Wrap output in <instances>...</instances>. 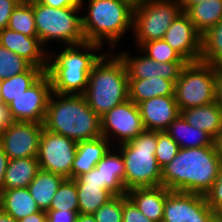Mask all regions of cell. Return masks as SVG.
<instances>
[{
	"label": "cell",
	"instance_id": "cell-35",
	"mask_svg": "<svg viewBox=\"0 0 222 222\" xmlns=\"http://www.w3.org/2000/svg\"><path fill=\"white\" fill-rule=\"evenodd\" d=\"M31 64L0 44V81L25 72Z\"/></svg>",
	"mask_w": 222,
	"mask_h": 222
},
{
	"label": "cell",
	"instance_id": "cell-23",
	"mask_svg": "<svg viewBox=\"0 0 222 222\" xmlns=\"http://www.w3.org/2000/svg\"><path fill=\"white\" fill-rule=\"evenodd\" d=\"M180 114L191 126L207 132L214 139L222 128V109L215 101L207 105L182 110Z\"/></svg>",
	"mask_w": 222,
	"mask_h": 222
},
{
	"label": "cell",
	"instance_id": "cell-52",
	"mask_svg": "<svg viewBox=\"0 0 222 222\" xmlns=\"http://www.w3.org/2000/svg\"><path fill=\"white\" fill-rule=\"evenodd\" d=\"M23 1L32 2V1H37V0H23Z\"/></svg>",
	"mask_w": 222,
	"mask_h": 222
},
{
	"label": "cell",
	"instance_id": "cell-9",
	"mask_svg": "<svg viewBox=\"0 0 222 222\" xmlns=\"http://www.w3.org/2000/svg\"><path fill=\"white\" fill-rule=\"evenodd\" d=\"M179 111L215 101V66L203 61L187 62L174 84Z\"/></svg>",
	"mask_w": 222,
	"mask_h": 222
},
{
	"label": "cell",
	"instance_id": "cell-38",
	"mask_svg": "<svg viewBox=\"0 0 222 222\" xmlns=\"http://www.w3.org/2000/svg\"><path fill=\"white\" fill-rule=\"evenodd\" d=\"M208 206L213 210L222 209V166L212 188L205 194Z\"/></svg>",
	"mask_w": 222,
	"mask_h": 222
},
{
	"label": "cell",
	"instance_id": "cell-45",
	"mask_svg": "<svg viewBox=\"0 0 222 222\" xmlns=\"http://www.w3.org/2000/svg\"><path fill=\"white\" fill-rule=\"evenodd\" d=\"M9 158L7 154L0 147V192L3 190L5 180V172L8 166Z\"/></svg>",
	"mask_w": 222,
	"mask_h": 222
},
{
	"label": "cell",
	"instance_id": "cell-1",
	"mask_svg": "<svg viewBox=\"0 0 222 222\" xmlns=\"http://www.w3.org/2000/svg\"><path fill=\"white\" fill-rule=\"evenodd\" d=\"M222 166L215 146L180 148L161 169V185L170 191L205 195L213 186Z\"/></svg>",
	"mask_w": 222,
	"mask_h": 222
},
{
	"label": "cell",
	"instance_id": "cell-31",
	"mask_svg": "<svg viewBox=\"0 0 222 222\" xmlns=\"http://www.w3.org/2000/svg\"><path fill=\"white\" fill-rule=\"evenodd\" d=\"M200 61L222 67V19L202 35Z\"/></svg>",
	"mask_w": 222,
	"mask_h": 222
},
{
	"label": "cell",
	"instance_id": "cell-20",
	"mask_svg": "<svg viewBox=\"0 0 222 222\" xmlns=\"http://www.w3.org/2000/svg\"><path fill=\"white\" fill-rule=\"evenodd\" d=\"M100 170L102 188L114 195H125V164L121 153L112 147L95 166Z\"/></svg>",
	"mask_w": 222,
	"mask_h": 222
},
{
	"label": "cell",
	"instance_id": "cell-8",
	"mask_svg": "<svg viewBox=\"0 0 222 222\" xmlns=\"http://www.w3.org/2000/svg\"><path fill=\"white\" fill-rule=\"evenodd\" d=\"M182 12L178 0H141L135 2L133 13L134 47L163 39L169 26Z\"/></svg>",
	"mask_w": 222,
	"mask_h": 222
},
{
	"label": "cell",
	"instance_id": "cell-25",
	"mask_svg": "<svg viewBox=\"0 0 222 222\" xmlns=\"http://www.w3.org/2000/svg\"><path fill=\"white\" fill-rule=\"evenodd\" d=\"M0 208L16 221L40 211L27 187L2 190Z\"/></svg>",
	"mask_w": 222,
	"mask_h": 222
},
{
	"label": "cell",
	"instance_id": "cell-5",
	"mask_svg": "<svg viewBox=\"0 0 222 222\" xmlns=\"http://www.w3.org/2000/svg\"><path fill=\"white\" fill-rule=\"evenodd\" d=\"M129 78L124 61L115 51H106L89 74L84 97L99 116L129 99Z\"/></svg>",
	"mask_w": 222,
	"mask_h": 222
},
{
	"label": "cell",
	"instance_id": "cell-11",
	"mask_svg": "<svg viewBox=\"0 0 222 222\" xmlns=\"http://www.w3.org/2000/svg\"><path fill=\"white\" fill-rule=\"evenodd\" d=\"M77 144L68 137L43 128L37 155L39 168L71 179Z\"/></svg>",
	"mask_w": 222,
	"mask_h": 222
},
{
	"label": "cell",
	"instance_id": "cell-43",
	"mask_svg": "<svg viewBox=\"0 0 222 222\" xmlns=\"http://www.w3.org/2000/svg\"><path fill=\"white\" fill-rule=\"evenodd\" d=\"M42 4L53 8L81 7L82 0H39Z\"/></svg>",
	"mask_w": 222,
	"mask_h": 222
},
{
	"label": "cell",
	"instance_id": "cell-32",
	"mask_svg": "<svg viewBox=\"0 0 222 222\" xmlns=\"http://www.w3.org/2000/svg\"><path fill=\"white\" fill-rule=\"evenodd\" d=\"M7 27L28 37H38L32 2L21 0L14 8Z\"/></svg>",
	"mask_w": 222,
	"mask_h": 222
},
{
	"label": "cell",
	"instance_id": "cell-13",
	"mask_svg": "<svg viewBox=\"0 0 222 222\" xmlns=\"http://www.w3.org/2000/svg\"><path fill=\"white\" fill-rule=\"evenodd\" d=\"M44 125L35 122L14 121L0 134V147L9 160L37 157Z\"/></svg>",
	"mask_w": 222,
	"mask_h": 222
},
{
	"label": "cell",
	"instance_id": "cell-14",
	"mask_svg": "<svg viewBox=\"0 0 222 222\" xmlns=\"http://www.w3.org/2000/svg\"><path fill=\"white\" fill-rule=\"evenodd\" d=\"M51 93V81L45 73L34 85L8 104L13 119L43 124Z\"/></svg>",
	"mask_w": 222,
	"mask_h": 222
},
{
	"label": "cell",
	"instance_id": "cell-21",
	"mask_svg": "<svg viewBox=\"0 0 222 222\" xmlns=\"http://www.w3.org/2000/svg\"><path fill=\"white\" fill-rule=\"evenodd\" d=\"M112 147L103 136L78 142L71 168V179L91 171Z\"/></svg>",
	"mask_w": 222,
	"mask_h": 222
},
{
	"label": "cell",
	"instance_id": "cell-7",
	"mask_svg": "<svg viewBox=\"0 0 222 222\" xmlns=\"http://www.w3.org/2000/svg\"><path fill=\"white\" fill-rule=\"evenodd\" d=\"M157 131L144 130L131 141L115 148L125 164V189L161 186V168L155 152Z\"/></svg>",
	"mask_w": 222,
	"mask_h": 222
},
{
	"label": "cell",
	"instance_id": "cell-18",
	"mask_svg": "<svg viewBox=\"0 0 222 222\" xmlns=\"http://www.w3.org/2000/svg\"><path fill=\"white\" fill-rule=\"evenodd\" d=\"M145 130L166 131L179 115L174 96H158L138 104Z\"/></svg>",
	"mask_w": 222,
	"mask_h": 222
},
{
	"label": "cell",
	"instance_id": "cell-51",
	"mask_svg": "<svg viewBox=\"0 0 222 222\" xmlns=\"http://www.w3.org/2000/svg\"><path fill=\"white\" fill-rule=\"evenodd\" d=\"M213 222H222V209L214 211Z\"/></svg>",
	"mask_w": 222,
	"mask_h": 222
},
{
	"label": "cell",
	"instance_id": "cell-6",
	"mask_svg": "<svg viewBox=\"0 0 222 222\" xmlns=\"http://www.w3.org/2000/svg\"><path fill=\"white\" fill-rule=\"evenodd\" d=\"M32 8L38 38L48 51L52 42L57 46L60 44V47L86 42L82 28V7L53 8L37 0L32 1Z\"/></svg>",
	"mask_w": 222,
	"mask_h": 222
},
{
	"label": "cell",
	"instance_id": "cell-24",
	"mask_svg": "<svg viewBox=\"0 0 222 222\" xmlns=\"http://www.w3.org/2000/svg\"><path fill=\"white\" fill-rule=\"evenodd\" d=\"M166 132L177 142L179 148L215 146L211 135L191 126L181 114L170 123Z\"/></svg>",
	"mask_w": 222,
	"mask_h": 222
},
{
	"label": "cell",
	"instance_id": "cell-16",
	"mask_svg": "<svg viewBox=\"0 0 222 222\" xmlns=\"http://www.w3.org/2000/svg\"><path fill=\"white\" fill-rule=\"evenodd\" d=\"M185 61H200L202 35L189 16L181 12L167 29L163 38Z\"/></svg>",
	"mask_w": 222,
	"mask_h": 222
},
{
	"label": "cell",
	"instance_id": "cell-46",
	"mask_svg": "<svg viewBox=\"0 0 222 222\" xmlns=\"http://www.w3.org/2000/svg\"><path fill=\"white\" fill-rule=\"evenodd\" d=\"M17 222H48L47 213L40 210L39 212L28 215Z\"/></svg>",
	"mask_w": 222,
	"mask_h": 222
},
{
	"label": "cell",
	"instance_id": "cell-49",
	"mask_svg": "<svg viewBox=\"0 0 222 222\" xmlns=\"http://www.w3.org/2000/svg\"><path fill=\"white\" fill-rule=\"evenodd\" d=\"M76 222H97L91 214H80L78 213Z\"/></svg>",
	"mask_w": 222,
	"mask_h": 222
},
{
	"label": "cell",
	"instance_id": "cell-4",
	"mask_svg": "<svg viewBox=\"0 0 222 222\" xmlns=\"http://www.w3.org/2000/svg\"><path fill=\"white\" fill-rule=\"evenodd\" d=\"M43 125L76 142L102 136L100 117L88 106L83 94L52 92Z\"/></svg>",
	"mask_w": 222,
	"mask_h": 222
},
{
	"label": "cell",
	"instance_id": "cell-44",
	"mask_svg": "<svg viewBox=\"0 0 222 222\" xmlns=\"http://www.w3.org/2000/svg\"><path fill=\"white\" fill-rule=\"evenodd\" d=\"M215 102L222 109V67H215Z\"/></svg>",
	"mask_w": 222,
	"mask_h": 222
},
{
	"label": "cell",
	"instance_id": "cell-42",
	"mask_svg": "<svg viewBox=\"0 0 222 222\" xmlns=\"http://www.w3.org/2000/svg\"><path fill=\"white\" fill-rule=\"evenodd\" d=\"M15 120L13 119L9 106L0 101V134L1 132L12 124Z\"/></svg>",
	"mask_w": 222,
	"mask_h": 222
},
{
	"label": "cell",
	"instance_id": "cell-36",
	"mask_svg": "<svg viewBox=\"0 0 222 222\" xmlns=\"http://www.w3.org/2000/svg\"><path fill=\"white\" fill-rule=\"evenodd\" d=\"M127 198V194L114 195L93 214L95 220L97 222H122L123 202Z\"/></svg>",
	"mask_w": 222,
	"mask_h": 222
},
{
	"label": "cell",
	"instance_id": "cell-41",
	"mask_svg": "<svg viewBox=\"0 0 222 222\" xmlns=\"http://www.w3.org/2000/svg\"><path fill=\"white\" fill-rule=\"evenodd\" d=\"M48 222H76L79 211L48 210Z\"/></svg>",
	"mask_w": 222,
	"mask_h": 222
},
{
	"label": "cell",
	"instance_id": "cell-10",
	"mask_svg": "<svg viewBox=\"0 0 222 222\" xmlns=\"http://www.w3.org/2000/svg\"><path fill=\"white\" fill-rule=\"evenodd\" d=\"M101 133L113 147L131 141L145 129L138 105L127 100L100 117Z\"/></svg>",
	"mask_w": 222,
	"mask_h": 222
},
{
	"label": "cell",
	"instance_id": "cell-47",
	"mask_svg": "<svg viewBox=\"0 0 222 222\" xmlns=\"http://www.w3.org/2000/svg\"><path fill=\"white\" fill-rule=\"evenodd\" d=\"M178 1L181 5L182 12H186L191 6L201 3L205 0H178Z\"/></svg>",
	"mask_w": 222,
	"mask_h": 222
},
{
	"label": "cell",
	"instance_id": "cell-29",
	"mask_svg": "<svg viewBox=\"0 0 222 222\" xmlns=\"http://www.w3.org/2000/svg\"><path fill=\"white\" fill-rule=\"evenodd\" d=\"M44 74L45 71L42 68L31 65L25 72L1 80V101L8 105L13 99L34 85Z\"/></svg>",
	"mask_w": 222,
	"mask_h": 222
},
{
	"label": "cell",
	"instance_id": "cell-33",
	"mask_svg": "<svg viewBox=\"0 0 222 222\" xmlns=\"http://www.w3.org/2000/svg\"><path fill=\"white\" fill-rule=\"evenodd\" d=\"M78 195L74 179L65 178L56 191L49 210L78 211Z\"/></svg>",
	"mask_w": 222,
	"mask_h": 222
},
{
	"label": "cell",
	"instance_id": "cell-50",
	"mask_svg": "<svg viewBox=\"0 0 222 222\" xmlns=\"http://www.w3.org/2000/svg\"><path fill=\"white\" fill-rule=\"evenodd\" d=\"M0 222H17L12 216L0 208Z\"/></svg>",
	"mask_w": 222,
	"mask_h": 222
},
{
	"label": "cell",
	"instance_id": "cell-19",
	"mask_svg": "<svg viewBox=\"0 0 222 222\" xmlns=\"http://www.w3.org/2000/svg\"><path fill=\"white\" fill-rule=\"evenodd\" d=\"M77 188L78 211L80 214L93 215L102 205L110 200L113 195L102 188L100 170L94 167L88 173L74 178Z\"/></svg>",
	"mask_w": 222,
	"mask_h": 222
},
{
	"label": "cell",
	"instance_id": "cell-28",
	"mask_svg": "<svg viewBox=\"0 0 222 222\" xmlns=\"http://www.w3.org/2000/svg\"><path fill=\"white\" fill-rule=\"evenodd\" d=\"M39 169L37 157L9 160L3 190L28 187Z\"/></svg>",
	"mask_w": 222,
	"mask_h": 222
},
{
	"label": "cell",
	"instance_id": "cell-48",
	"mask_svg": "<svg viewBox=\"0 0 222 222\" xmlns=\"http://www.w3.org/2000/svg\"><path fill=\"white\" fill-rule=\"evenodd\" d=\"M214 144H215L217 153L221 156V159H222V128L218 136L214 139Z\"/></svg>",
	"mask_w": 222,
	"mask_h": 222
},
{
	"label": "cell",
	"instance_id": "cell-3",
	"mask_svg": "<svg viewBox=\"0 0 222 222\" xmlns=\"http://www.w3.org/2000/svg\"><path fill=\"white\" fill-rule=\"evenodd\" d=\"M58 50L56 48L55 51L53 47L50 49L45 72L50 78L52 92L84 94L92 67L107 49L96 43L85 42L61 46Z\"/></svg>",
	"mask_w": 222,
	"mask_h": 222
},
{
	"label": "cell",
	"instance_id": "cell-12",
	"mask_svg": "<svg viewBox=\"0 0 222 222\" xmlns=\"http://www.w3.org/2000/svg\"><path fill=\"white\" fill-rule=\"evenodd\" d=\"M213 215L205 195L170 191L164 203L162 222H213Z\"/></svg>",
	"mask_w": 222,
	"mask_h": 222
},
{
	"label": "cell",
	"instance_id": "cell-37",
	"mask_svg": "<svg viewBox=\"0 0 222 222\" xmlns=\"http://www.w3.org/2000/svg\"><path fill=\"white\" fill-rule=\"evenodd\" d=\"M179 145L166 131H157V147L155 157L159 167L162 169L177 155Z\"/></svg>",
	"mask_w": 222,
	"mask_h": 222
},
{
	"label": "cell",
	"instance_id": "cell-34",
	"mask_svg": "<svg viewBox=\"0 0 222 222\" xmlns=\"http://www.w3.org/2000/svg\"><path fill=\"white\" fill-rule=\"evenodd\" d=\"M139 49L149 58L160 63L187 62L164 39L148 41Z\"/></svg>",
	"mask_w": 222,
	"mask_h": 222
},
{
	"label": "cell",
	"instance_id": "cell-15",
	"mask_svg": "<svg viewBox=\"0 0 222 222\" xmlns=\"http://www.w3.org/2000/svg\"><path fill=\"white\" fill-rule=\"evenodd\" d=\"M120 48V50H119ZM118 47L115 52L124 61L129 79H149L161 77L172 81L174 84L180 77L181 71L187 62H157L145 55L139 48V53L134 56L130 49ZM131 52V53H130ZM133 54V55H132Z\"/></svg>",
	"mask_w": 222,
	"mask_h": 222
},
{
	"label": "cell",
	"instance_id": "cell-17",
	"mask_svg": "<svg viewBox=\"0 0 222 222\" xmlns=\"http://www.w3.org/2000/svg\"><path fill=\"white\" fill-rule=\"evenodd\" d=\"M0 44L46 72L49 51L38 37H28L6 27L0 31Z\"/></svg>",
	"mask_w": 222,
	"mask_h": 222
},
{
	"label": "cell",
	"instance_id": "cell-26",
	"mask_svg": "<svg viewBox=\"0 0 222 222\" xmlns=\"http://www.w3.org/2000/svg\"><path fill=\"white\" fill-rule=\"evenodd\" d=\"M129 100L139 104L158 96H174V83L161 77L129 79Z\"/></svg>",
	"mask_w": 222,
	"mask_h": 222
},
{
	"label": "cell",
	"instance_id": "cell-39",
	"mask_svg": "<svg viewBox=\"0 0 222 222\" xmlns=\"http://www.w3.org/2000/svg\"><path fill=\"white\" fill-rule=\"evenodd\" d=\"M122 222H154L148 219L136 205L127 198L123 202Z\"/></svg>",
	"mask_w": 222,
	"mask_h": 222
},
{
	"label": "cell",
	"instance_id": "cell-27",
	"mask_svg": "<svg viewBox=\"0 0 222 222\" xmlns=\"http://www.w3.org/2000/svg\"><path fill=\"white\" fill-rule=\"evenodd\" d=\"M65 178L59 174L39 169L27 187L38 208L47 212L58 187Z\"/></svg>",
	"mask_w": 222,
	"mask_h": 222
},
{
	"label": "cell",
	"instance_id": "cell-30",
	"mask_svg": "<svg viewBox=\"0 0 222 222\" xmlns=\"http://www.w3.org/2000/svg\"><path fill=\"white\" fill-rule=\"evenodd\" d=\"M185 13L203 35L222 19V0H205L191 6Z\"/></svg>",
	"mask_w": 222,
	"mask_h": 222
},
{
	"label": "cell",
	"instance_id": "cell-2",
	"mask_svg": "<svg viewBox=\"0 0 222 222\" xmlns=\"http://www.w3.org/2000/svg\"><path fill=\"white\" fill-rule=\"evenodd\" d=\"M134 6L132 0H82L86 42L99 44L107 51L117 50L122 39L133 30Z\"/></svg>",
	"mask_w": 222,
	"mask_h": 222
},
{
	"label": "cell",
	"instance_id": "cell-40",
	"mask_svg": "<svg viewBox=\"0 0 222 222\" xmlns=\"http://www.w3.org/2000/svg\"><path fill=\"white\" fill-rule=\"evenodd\" d=\"M20 1L21 0H0V31L8 26L10 16Z\"/></svg>",
	"mask_w": 222,
	"mask_h": 222
},
{
	"label": "cell",
	"instance_id": "cell-22",
	"mask_svg": "<svg viewBox=\"0 0 222 222\" xmlns=\"http://www.w3.org/2000/svg\"><path fill=\"white\" fill-rule=\"evenodd\" d=\"M170 192L164 186L133 188L126 192L127 197L150 220L162 222L164 203Z\"/></svg>",
	"mask_w": 222,
	"mask_h": 222
}]
</instances>
